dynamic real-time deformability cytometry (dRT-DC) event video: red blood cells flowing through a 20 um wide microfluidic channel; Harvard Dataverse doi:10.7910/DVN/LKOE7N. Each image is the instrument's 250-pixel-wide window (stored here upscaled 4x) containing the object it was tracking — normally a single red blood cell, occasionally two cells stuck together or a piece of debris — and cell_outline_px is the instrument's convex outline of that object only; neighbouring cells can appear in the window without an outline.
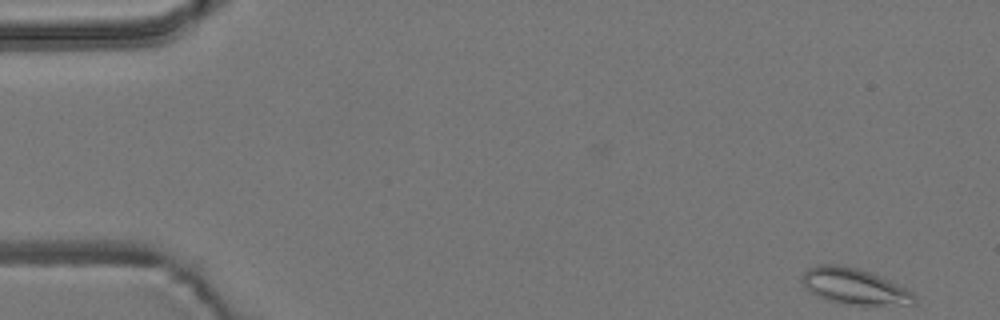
{"species": "common noctule bat (a hibernating species)", "species_latin": "Nyctalus noctula", "temperature_condition": "room temperature", "stored_images_in_passage": 14, "camera_frame_rate_fps": 3000, "um_per_image_px": 0.085, "animal": {"sex": "male", "body_mass_g": 19.2, "forearm_length_mm": 51.8}, "frame": {"image": 1, "passage_image": 1, "time_ms": 0.0, "image_size_px": [1000, 320], "cell_outline_px": [[916, 304], [844, 304], [828, 300], [812, 292], [800, 280], [804, 272], [808, 268], [816, 264], [844, 264], [868, 272], [904, 288], [912, 292], [916, 296]], "centroid_in_image_um": [72.57, 24.32], "position_along_channel_um": 12.4, "area_um2": 22.95}}